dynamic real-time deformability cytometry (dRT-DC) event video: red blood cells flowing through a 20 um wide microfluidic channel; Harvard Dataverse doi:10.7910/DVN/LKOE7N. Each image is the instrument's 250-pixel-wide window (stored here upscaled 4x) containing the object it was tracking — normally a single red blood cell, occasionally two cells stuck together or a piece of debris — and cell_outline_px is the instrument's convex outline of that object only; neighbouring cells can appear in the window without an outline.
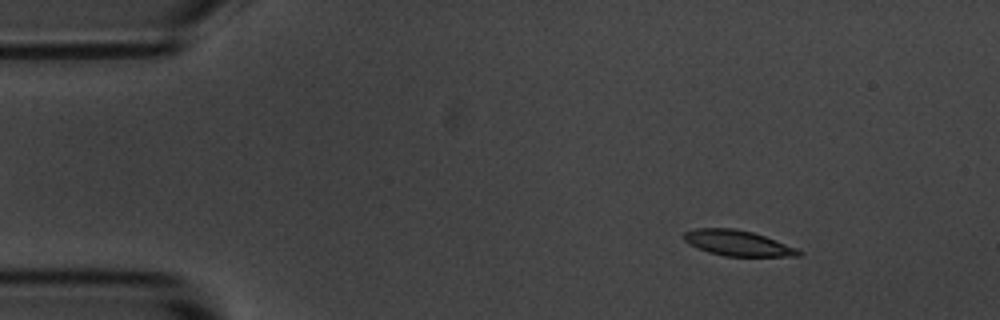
{"species": "common noctule bat (a hibernating species)", "species_latin": "Nyctalus noctula", "temperature_condition": "room temperature", "stored_images_in_passage": 55, "camera_frame_rate_fps": 3000, "um_per_image_px": 0.085, "animal": {"sex": "male", "body_mass_g": 20.1, "forearm_length_mm": 53.5}, "frame": {"image": 1, "passage_image": 7, "time_ms": 2.0, "image_size_px": [1000, 320], "cell_outline_px": [[804, 252], [800, 256], [724, 256], [708, 252], [688, 244], [684, 240], [684, 232], [696, 228], [732, 228], [752, 232], [764, 236], [796, 248]], "centroid_in_image_um": [62.68, 20.66], "position_along_channel_um": 22.3, "area_um2": 16.94}}
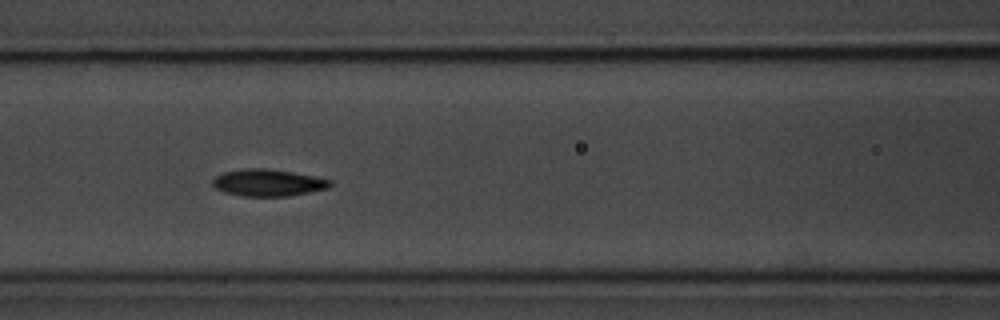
{"frame": {"image": 2, "passage_image": 23, "time_ms": 7.333, "image_size_px": [1000, 320], "cell_outline_px": [[332, 184], [328, 188], [288, 196], [240, 196], [224, 192], [216, 188], [212, 184], [212, 180], [216, 176], [224, 172], [244, 168], [264, 168], [292, 172], [332, 180]], "centroid_in_image_um": [22.75, 15.53], "position_along_channel_um": 143.8, "area_um2": 18.32}}
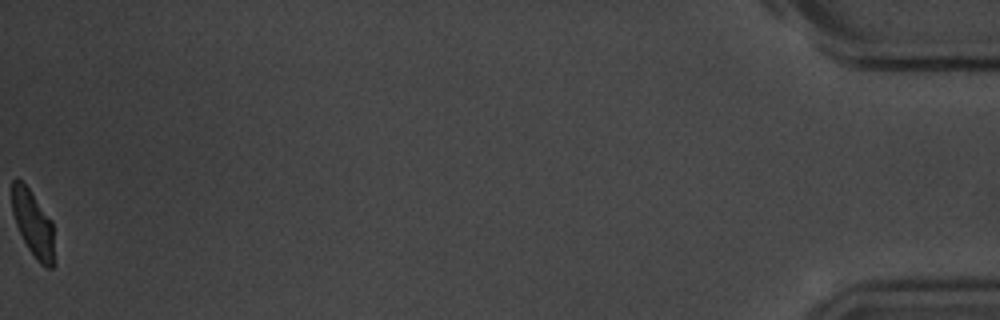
{"frame": {"image": 3, "passage_image": 55, "time_ms": 18.0, "image_size_px": [1000, 320], "cell_outline_px": [[52, 268], [48, 268], [40, 264], [36, 260], [28, 248], [16, 224], [12, 212], [12, 180], [16, 176], [28, 188], [52, 220]], "centroid_in_image_um": [2.77, 18.96], "position_along_channel_um": 432.4, "area_um2": 15.84}, "authors_computed_cell_mechanics": {"area_um2": 17.918, "velocity_mm_per_s": 3.65, "shape_relaxation_time_tau1_ms": 1.8467, "shape_relaxation_time_tau2_ms": 3.6909, "deformation_change_tau1": 0.1057, "deformation_change_tau2": 0.0751}}